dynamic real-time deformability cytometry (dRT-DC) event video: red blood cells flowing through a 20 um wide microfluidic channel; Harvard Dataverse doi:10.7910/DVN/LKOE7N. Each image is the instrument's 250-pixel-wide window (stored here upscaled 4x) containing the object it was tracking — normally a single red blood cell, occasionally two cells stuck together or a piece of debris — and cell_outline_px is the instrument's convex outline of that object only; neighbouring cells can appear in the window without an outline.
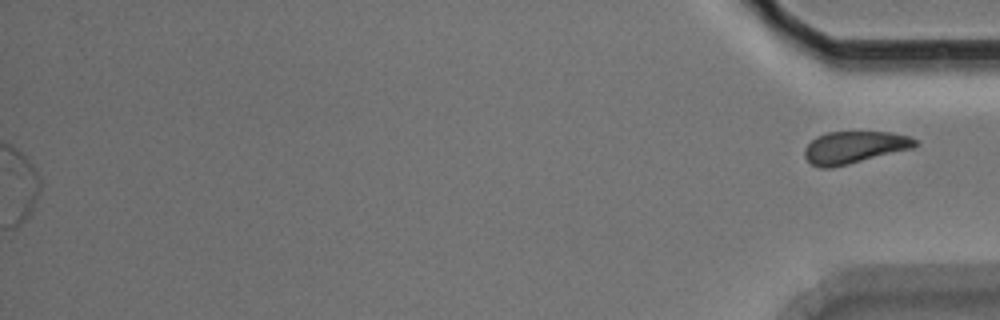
{"species": "Egyptian fruit bat (a non-hibernating species)", "species_latin": "Rousettus aegyptiacus", "temperature_condition": "room temperature", "stored_images_in_passage": 55, "segment_of_instrument_passage": [2, 2], "camera_frame_rate_fps": 3000, "um_per_image_px": 0.085, "animal": {"sex": "male"}, "frame": {"image": 1, "passage_image": 55, "time_ms": 18.0, "image_size_px": [1000, 320], "cell_outline_px": [[920, 144], [912, 148], [832, 168], [820, 168], [812, 164], [804, 156], [804, 148], [816, 136], [828, 132], [888, 132], [908, 136], [916, 140]], "centroid_in_image_um": [72.59, 12.52], "position_along_channel_um": 362.6, "area_um2": 20.58}}